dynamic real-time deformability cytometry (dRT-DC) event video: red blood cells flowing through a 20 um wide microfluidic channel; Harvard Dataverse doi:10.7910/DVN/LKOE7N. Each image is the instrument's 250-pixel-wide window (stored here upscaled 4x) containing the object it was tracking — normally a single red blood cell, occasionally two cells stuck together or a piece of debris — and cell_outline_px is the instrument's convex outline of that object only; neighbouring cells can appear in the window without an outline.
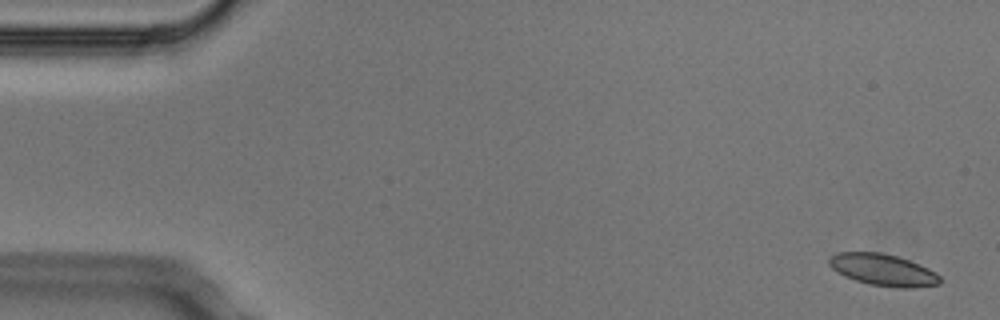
{"species": "Egyptian fruit bat (a non-hibernating species)", "species_latin": "Rousettus aegyptiacus", "temperature_condition": "cold", "stored_images_in_passage": 5, "segment_of_instrument_passage": [1, 2], "camera_frame_rate_fps": 3000, "um_per_image_px": 0.085, "animal": {"sex": "male"}, "frame": {"image": 1, "passage_image": 1, "time_ms": 0.0, "image_size_px": [1000, 320], "cell_outline_px": [[940, 284], [912, 288], [896, 288], [868, 284], [844, 276], [836, 272], [828, 264], [828, 256], [836, 252], [880, 252], [896, 256], [920, 264], [936, 272], [940, 276]], "centroid_in_image_um": [75.03, 22.94], "position_along_channel_um": 10.0, "area_um2": 20.75}}
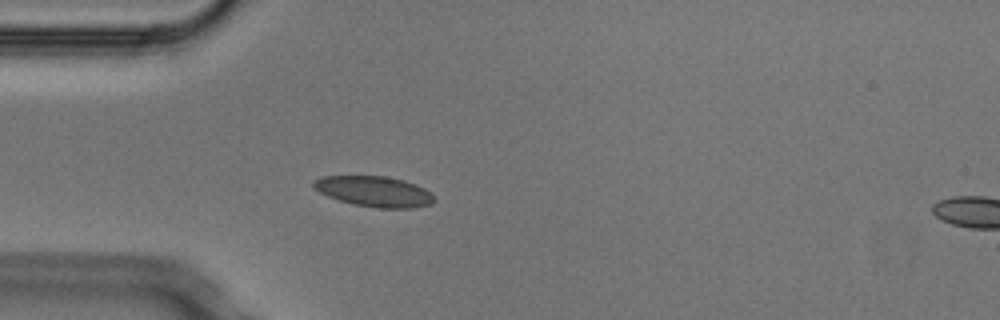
{"frame": {"image": 2, "passage_image": 4, "time_ms": 1.0, "image_size_px": [1000, 320], "cell_outline_px": [[436, 200], [432, 204], [416, 208], [376, 208], [352, 204], [328, 196], [312, 188], [312, 180], [324, 176], [384, 176], [404, 180], [424, 188]], "centroid_in_image_um": [31.79, 16.28], "position_along_channel_um": 53.2, "area_um2": 21.5}}